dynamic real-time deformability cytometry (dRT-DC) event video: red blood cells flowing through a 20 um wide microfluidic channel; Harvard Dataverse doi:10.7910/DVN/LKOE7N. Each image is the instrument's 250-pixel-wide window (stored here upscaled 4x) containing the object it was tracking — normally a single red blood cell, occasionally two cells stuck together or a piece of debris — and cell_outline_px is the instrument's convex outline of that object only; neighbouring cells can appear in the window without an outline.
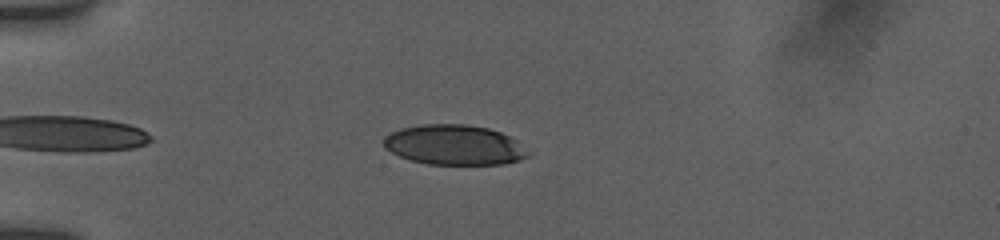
{"species": "human", "species_latin": "Homo sapiens", "temperature_condition": "room temperature", "stored_images_in_passage": 45, "camera_frame_rate_fps": 3000, "um_per_image_px": 0.085, "donor": {"sex": "female"}, "frame": {"image": 1, "passage_image": 3, "time_ms": 0.667, "image_size_px": [1000, 240], "cell_outline_px": [[532, 152], [528, 156], [520, 160], [504, 164], [428, 164], [412, 160], [400, 156], [384, 148], [384, 136], [400, 128], [420, 124], [468, 124], [488, 128], [500, 132], [516, 140]], "centroid_in_image_um": [38.64, 12.31], "position_along_channel_um": 46.4, "area_um2": 33.81}}
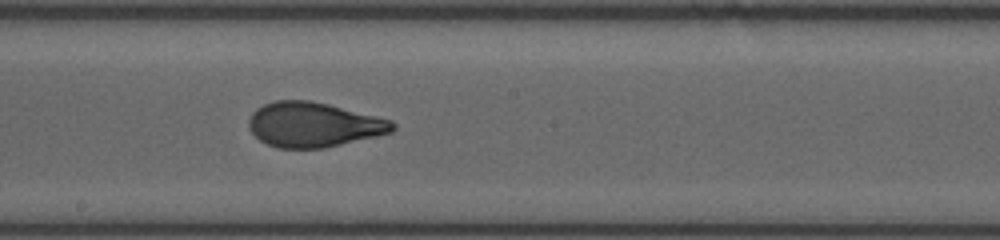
{"frame": {"image": 2, "passage_image": 19, "time_ms": 6.0, "image_size_px": [1000, 240], "cell_outline_px": [[396, 128], [392, 132], [376, 136], [324, 148], [276, 148], [260, 140], [248, 128], [248, 120], [252, 112], [256, 108], [264, 104], [276, 100], [308, 100], [328, 104], [392, 120], [396, 124]], "centroid_in_image_um": [26.64, 10.59], "position_along_channel_um": 221.6, "area_um2": 37.51}}
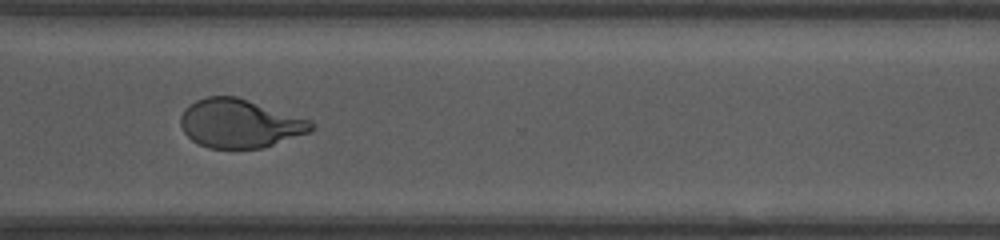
{"frame": {"image": 3, "passage_image": 33, "time_ms": 9.333, "image_size_px": [1000, 240], "cell_outline_px": [[316, 128], [308, 132], [260, 148], [208, 148], [192, 140], [184, 132], [180, 124], [180, 116], [184, 108], [188, 104], [196, 100], [208, 96], [236, 96], [312, 120], [316, 124]], "centroid_in_image_um": [20.36, 10.48], "position_along_channel_um": 350.2, "area_um2": 36.93}, "authors_computed_cell_mechanics": {"area_um2": 37.6278, "velocity_mm_per_s": 3.8729, "shape_relaxation_time_tau1_ms": 4.8204, "shape_relaxation_time_tau2_ms": 0.7228, "deformation_change_tau1": 0.1727, "deformation_change_tau2": 0.0639}}